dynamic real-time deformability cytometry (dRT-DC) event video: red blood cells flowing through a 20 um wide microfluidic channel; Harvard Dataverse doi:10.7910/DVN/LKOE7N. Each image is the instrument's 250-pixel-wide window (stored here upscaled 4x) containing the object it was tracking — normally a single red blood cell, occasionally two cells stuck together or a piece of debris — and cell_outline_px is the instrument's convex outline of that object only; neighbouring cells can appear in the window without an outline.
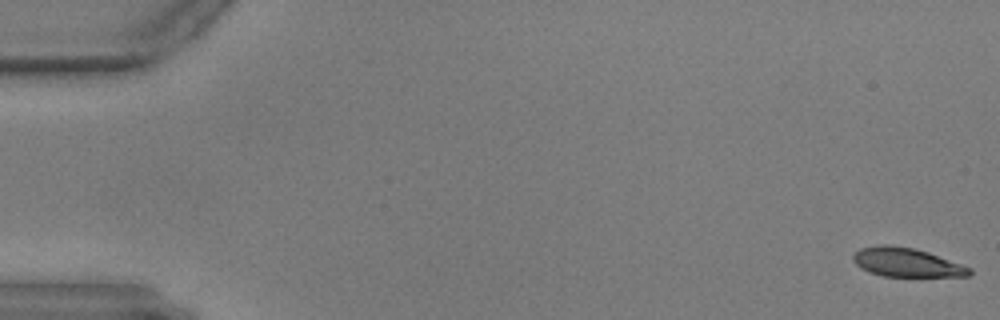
{"species": "common noctule bat (a hibernating species)", "species_latin": "Nyctalus noctula", "temperature_condition": "warm", "stored_images_in_passage": 58, "camera_frame_rate_fps": 3000, "um_per_image_px": 0.085, "animal": {"sex": "male", "body_mass_g": 17.9, "forearm_length_mm": 54.2}, "frame": {"image": 1, "passage_image": 1, "time_ms": 0.0, "image_size_px": [1000, 320], "cell_outline_px": [[972, 272], [968, 276], [884, 276], [868, 272], [860, 268], [852, 260], [852, 256], [860, 248], [876, 244], [892, 244], [912, 248], [928, 252], [972, 268]], "centroid_in_image_um": [77.01, 22.29], "position_along_channel_um": 8.0, "area_um2": 19.65}}
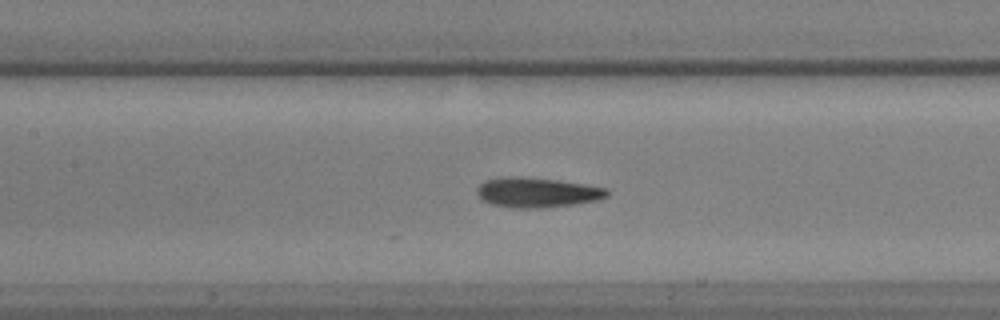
{"frame": {"image": 2, "passage_image": 27, "time_ms": 8.667, "image_size_px": [1000, 320], "cell_outline_px": [[608, 196], [596, 200], [572, 204], [540, 208], [512, 208], [492, 204], [480, 200], [476, 192], [476, 188], [484, 180], [500, 176], [520, 176], [556, 180], [584, 184], [608, 188]], "centroid_in_image_um": [45.58, 16.35], "position_along_channel_um": 161.8, "area_um2": 22.83}}
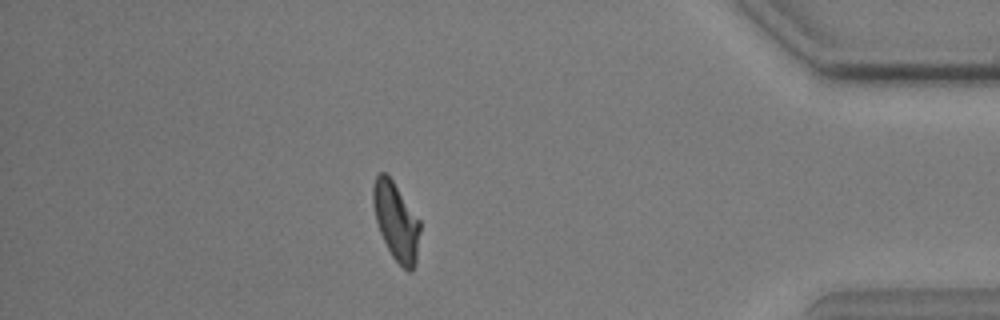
{"frame": {"image": 3, "passage_image": 51, "time_ms": 16.667, "image_size_px": [1000, 320], "cell_outline_px": [[420, 232], [416, 264], [412, 272], [408, 272], [392, 256], [380, 232], [376, 220], [372, 204], [372, 184], [376, 176], [380, 172], [384, 172], [392, 180], [420, 220]], "centroid_in_image_um": [33.67, 18.82], "position_along_channel_um": 401.5, "area_um2": 21.27}}